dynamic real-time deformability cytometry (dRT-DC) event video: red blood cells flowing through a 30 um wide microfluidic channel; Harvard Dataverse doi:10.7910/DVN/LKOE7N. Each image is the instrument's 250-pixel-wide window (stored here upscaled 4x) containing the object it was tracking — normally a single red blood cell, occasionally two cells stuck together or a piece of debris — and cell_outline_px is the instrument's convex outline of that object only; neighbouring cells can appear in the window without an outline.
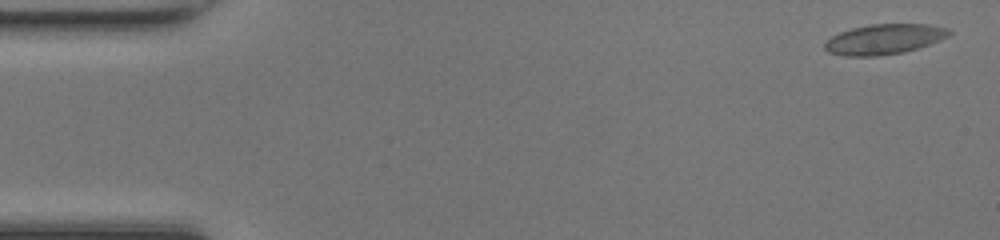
{"species": "common noctule bat (a hibernating species)", "species_latin": "Nyctalus noctula", "temperature_condition": "room temperature", "stored_images_in_passage": 49, "camera_frame_rate_fps": 3000, "um_per_image_px": 0.085, "animal": {"sex": "female", "body_mass_g": 17.0, "forearm_length_mm": 48.0}, "frame": {"image": 1, "passage_image": 2, "time_ms": 0.333, "image_size_px": [1000, 240], "cell_outline_px": [[952, 32], [948, 36], [940, 40], [904, 52], [876, 56], [844, 56], [828, 52], [824, 48], [824, 44], [832, 36], [840, 32], [852, 28], [872, 24], [928, 24], [948, 28]], "centroid_in_image_um": [75.15, 3.33], "position_along_channel_um": 9.9, "area_um2": 21.73}}
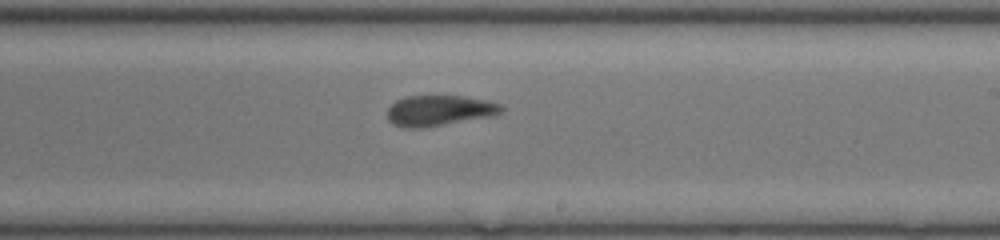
{"frame": {"image": 2, "passage_image": 29, "time_ms": 9.333, "image_size_px": [1000, 240], "cell_outline_px": [[504, 108], [500, 112], [488, 116], [444, 124], [420, 128], [404, 128], [392, 124], [388, 120], [388, 108], [396, 100], [404, 96], [464, 96], [484, 100], [500, 104]], "centroid_in_image_um": [37.26, 9.39], "position_along_channel_um": 251.7, "area_um2": 20.0}}
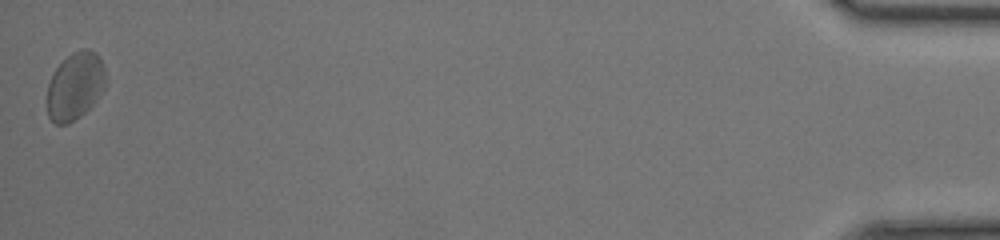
{"frame": {"image": 3, "passage_image": 49, "time_ms": 16.0, "image_size_px": [1000, 240], "cell_outline_px": [[108, 80], [104, 88], [96, 100], [80, 116], [68, 124], [56, 124], [48, 116], [48, 84], [56, 68], [72, 52], [84, 48], [88, 48], [96, 52], [100, 56]], "centroid_in_image_um": [6.42, 7.29], "position_along_channel_um": 428.8, "area_um2": 23.0}, "authors_computed_cell_mechanics": {"area_um2": 21.2704, "velocity_mm_per_s": 4.2077, "shape_relaxation_time_tau1_ms": null, "shape_relaxation_time_tau2_ms": 1.5571, "deformation_change_tau1": null, "deformation_change_tau2": 0.0725}}